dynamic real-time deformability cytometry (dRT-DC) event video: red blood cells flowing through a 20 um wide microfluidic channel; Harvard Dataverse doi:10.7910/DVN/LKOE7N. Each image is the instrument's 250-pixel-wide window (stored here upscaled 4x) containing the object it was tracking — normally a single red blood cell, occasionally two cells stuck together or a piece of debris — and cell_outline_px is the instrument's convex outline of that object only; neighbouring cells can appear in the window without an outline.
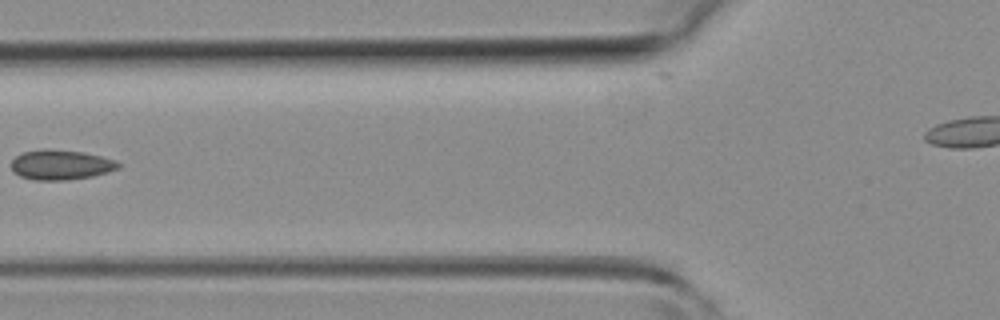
{"species": "common noctule bat (a hibernating species)", "species_latin": "Nyctalus noctula", "temperature_condition": "room temperature", "stored_images_in_passage": 3, "camera_frame_rate_fps": 3000, "um_per_image_px": 0.085, "animal": {"sex": "female", "body_mass_g": 19.3, "forearm_length_mm": 54.1}, "frame": {"image": 1, "passage_image": 2, "time_ms": 1.333, "image_size_px": [1000, 320], "cell_outline_px": [[120, 168], [108, 172], [92, 176], [68, 180], [36, 180], [20, 176], [12, 172], [12, 160], [16, 156], [24, 152], [44, 148], [48, 148], [80, 152], [100, 156], [116, 160], [120, 164]], "centroid_in_image_um": [5.17, 14.01], "position_along_channel_um": 120.6, "area_um2": 18.67}}